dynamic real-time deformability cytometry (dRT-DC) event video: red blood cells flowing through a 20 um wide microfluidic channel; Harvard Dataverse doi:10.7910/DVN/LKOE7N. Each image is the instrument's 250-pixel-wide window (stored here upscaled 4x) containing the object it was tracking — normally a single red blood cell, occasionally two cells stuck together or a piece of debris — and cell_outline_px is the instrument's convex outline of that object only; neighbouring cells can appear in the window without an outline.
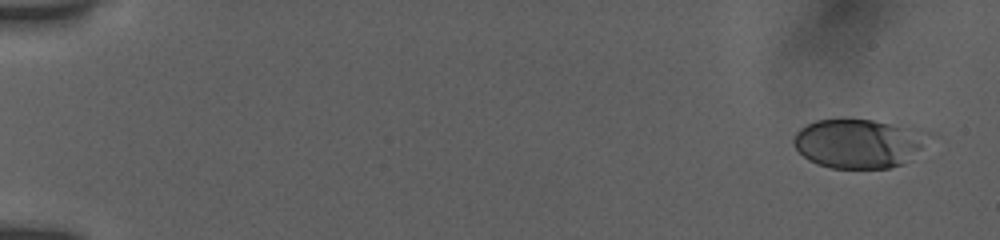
{"species": "human", "species_latin": "Homo sapiens", "temperature_condition": "room temperature", "stored_images_in_passage": 32, "camera_frame_rate_fps": 3000, "um_per_image_px": 0.085, "donor": {"sex": "female"}, "frame": {"image": 1, "passage_image": 1, "time_ms": 0.0, "image_size_px": [1000, 240], "cell_outline_px": [[932, 132], [920, 148], [904, 164], [888, 168], [832, 168], [816, 164], [808, 160], [792, 144], [792, 140], [796, 132], [800, 128], [816, 120], [840, 116], [872, 120], [920, 128]], "centroid_in_image_um": [72.95, 12.14], "position_along_channel_um": 12.0, "area_um2": 39.42}}
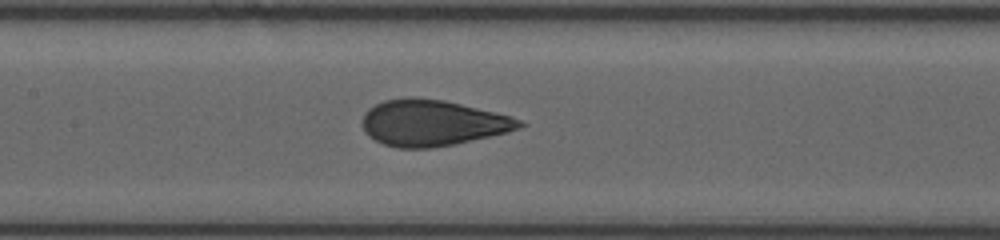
{"frame": {"image": 2, "passage_image": 17, "time_ms": 8.333, "image_size_px": [1000, 240], "cell_outline_px": [[528, 124], [520, 128], [508, 132], [456, 144], [432, 148], [396, 148], [384, 144], [368, 136], [364, 128], [364, 112], [368, 108], [384, 100], [404, 96], [416, 96], [444, 100], [496, 112], [520, 120]], "centroid_in_image_um": [36.76, 10.44], "position_along_channel_um": 170.6, "area_um2": 42.37}}
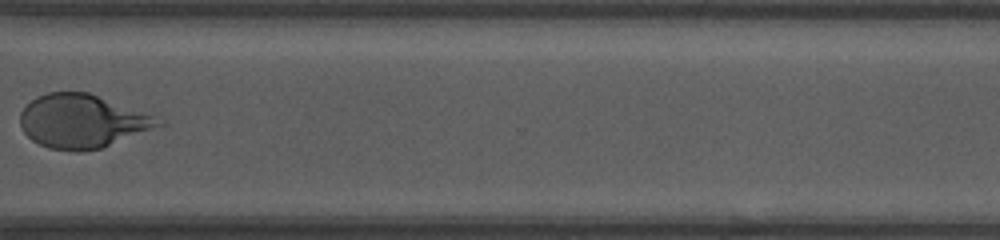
{"frame": {"image": 3, "passage_image": 31, "time_ms": 13.333, "image_size_px": [1000, 240], "cell_outline_px": [[168, 124], [100, 148], [76, 152], [48, 148], [32, 140], [24, 132], [20, 124], [20, 112], [36, 96], [48, 92], [88, 92], [152, 116]], "centroid_in_image_um": [6.96, 10.31], "position_along_channel_um": 363.6, "area_um2": 42.66}}